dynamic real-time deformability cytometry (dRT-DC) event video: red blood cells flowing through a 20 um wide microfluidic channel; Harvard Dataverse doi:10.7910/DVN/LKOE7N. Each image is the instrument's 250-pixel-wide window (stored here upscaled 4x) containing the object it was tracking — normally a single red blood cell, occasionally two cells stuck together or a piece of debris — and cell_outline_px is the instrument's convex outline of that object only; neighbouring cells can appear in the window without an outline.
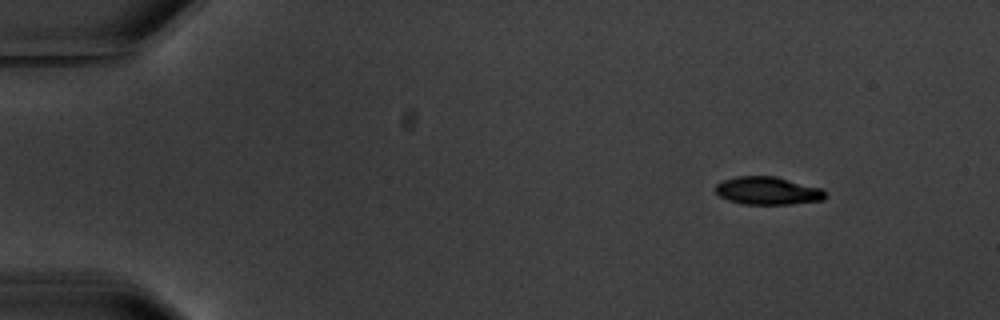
{"species": "common noctule bat (a hibernating species)", "species_latin": "Nyctalus noctula", "temperature_condition": "warm", "stored_images_in_passage": 4, "camera_frame_rate_fps": 3000, "um_per_image_px": 0.085, "animal": {"sex": "male", "body_mass_g": 20.1, "forearm_length_mm": 53.5}, "frame": {"image": 1, "passage_image": 1, "time_ms": 0.0, "image_size_px": [1000, 320], "cell_outline_px": [[828, 196], [824, 200], [792, 204], [740, 204], [728, 200], [720, 196], [716, 192], [716, 184], [724, 180], [736, 176], [776, 176], [820, 188]], "centroid_in_image_um": [65.26, 16.22], "position_along_channel_um": 19.7, "area_um2": 17.86}}
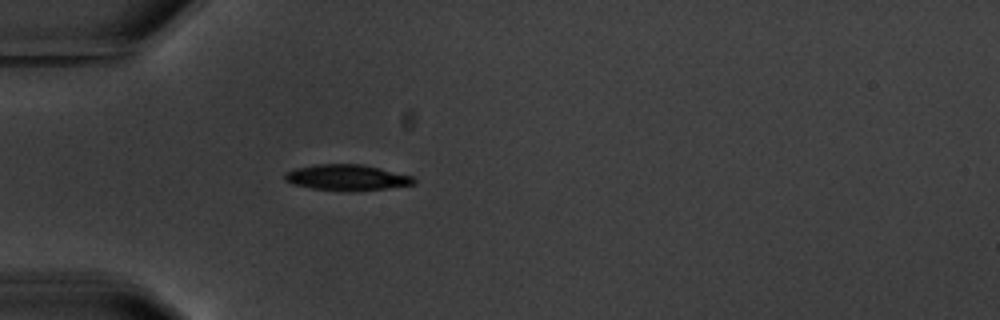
{"frame": {"image": 2, "passage_image": 4, "time_ms": 3.667, "image_size_px": [1000, 320], "cell_outline_px": [[416, 184], [388, 188], [348, 192], [340, 192], [312, 188], [292, 184], [284, 180], [284, 172], [296, 168], [316, 164], [360, 164], [380, 168], [412, 176], [416, 180]], "centroid_in_image_um": [29.46, 15.1], "position_along_channel_um": 55.5, "area_um2": 19.71}}